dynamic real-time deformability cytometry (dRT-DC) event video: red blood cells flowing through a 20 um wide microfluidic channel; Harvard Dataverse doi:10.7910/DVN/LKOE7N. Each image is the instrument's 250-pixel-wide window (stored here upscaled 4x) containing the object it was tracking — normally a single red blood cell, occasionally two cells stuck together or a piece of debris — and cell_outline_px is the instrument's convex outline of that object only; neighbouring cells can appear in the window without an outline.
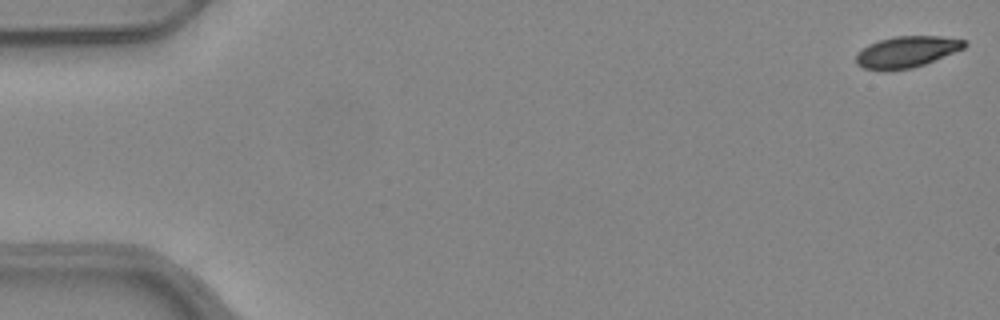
{"species": "common noctule bat (a hibernating species)", "species_latin": "Nyctalus noctula", "temperature_condition": "warm", "stored_images_in_passage": 52, "camera_frame_rate_fps": 3000, "um_per_image_px": 0.085, "animal": {"sex": "female", "body_mass_g": 24.6, "forearm_length_mm": 56.2}, "frame": {"image": 1, "passage_image": 1, "time_ms": 0.0, "image_size_px": [1000, 320], "cell_outline_px": [[968, 44], [964, 48], [924, 64], [912, 68], [864, 68], [856, 64], [856, 52], [868, 44], [880, 40], [896, 36], [940, 36], [968, 40]], "centroid_in_image_um": [77.1, 4.36], "position_along_channel_um": 7.9, "area_um2": 19.31}}
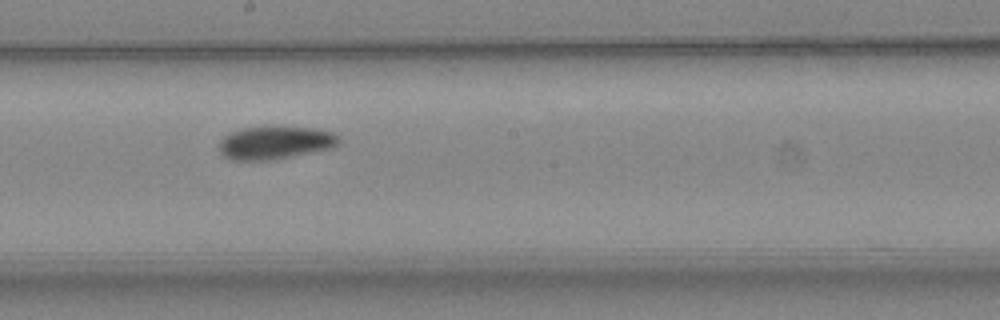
{"frame": {"image": 2, "passage_image": 29, "time_ms": 9.333, "image_size_px": [1000, 320], "cell_outline_px": [[340, 144], [332, 148], [276, 160], [228, 160], [220, 152], [220, 140], [228, 132], [244, 128], [272, 124], [316, 128], [332, 132], [340, 136]], "centroid_in_image_um": [23.41, 12.1], "position_along_channel_um": 224.8, "area_um2": 24.04}}
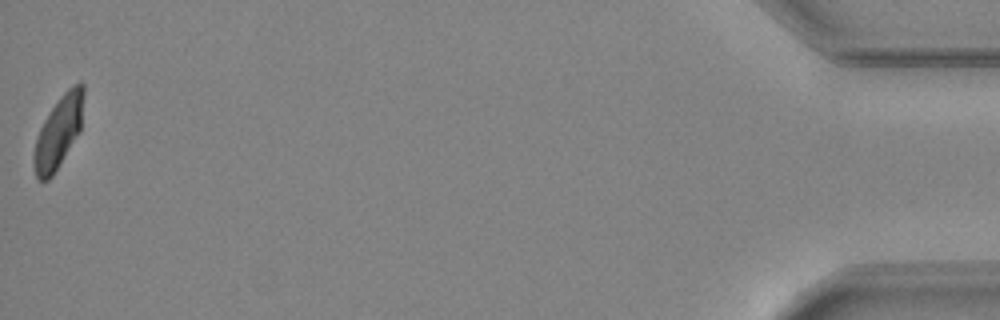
{"frame": {"image": 3, "passage_image": 52, "time_ms": 17.0, "image_size_px": [1000, 320], "cell_outline_px": [[84, 96], [80, 132], [52, 176], [48, 180], [40, 180], [36, 176], [32, 160], [32, 156], [36, 136], [44, 120], [60, 96], [72, 84], [80, 80], [84, 84]], "centroid_in_image_um": [4.98, 11.19], "position_along_channel_um": 430.2, "area_um2": 20.98}, "authors_computed_cell_mechanics": {"area_um2": 22.1952, "velocity_mm_per_s": 3.9749, "shape_relaxation_time_tau1_ms": 3.3324, "shape_relaxation_time_tau2_ms": 4.5677, "deformation_change_tau1": 0.1303, "deformation_change_tau2": 0.0751}}